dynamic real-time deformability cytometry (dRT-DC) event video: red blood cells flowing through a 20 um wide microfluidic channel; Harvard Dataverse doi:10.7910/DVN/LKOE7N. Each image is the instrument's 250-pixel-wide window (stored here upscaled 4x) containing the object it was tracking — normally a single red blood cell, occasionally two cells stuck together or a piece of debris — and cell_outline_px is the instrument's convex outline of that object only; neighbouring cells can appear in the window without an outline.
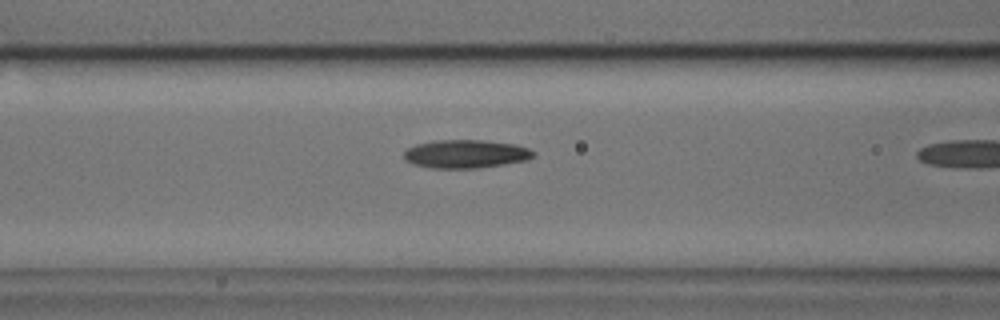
{"species": "common noctule bat (a hibernating species)", "species_latin": "Nyctalus noctula", "temperature_condition": "cold", "stored_images_in_passage": 11, "camera_frame_rate_fps": 3000, "um_per_image_px": 0.085, "animal": {"sex": "male", "body_mass_g": 17.9, "forearm_length_mm": 54.2}, "frame": {"image": 1, "passage_image": 10, "time_ms": 3.0, "image_size_px": [1000, 320], "cell_outline_px": [[536, 152], [528, 160], [504, 164], [476, 168], [432, 168], [412, 164], [404, 160], [404, 152], [408, 148], [416, 144], [432, 140], [480, 140], [516, 144], [528, 148]], "centroid_in_image_um": [39.57, 13.08], "position_along_channel_um": 127.0, "area_um2": 21.44}}